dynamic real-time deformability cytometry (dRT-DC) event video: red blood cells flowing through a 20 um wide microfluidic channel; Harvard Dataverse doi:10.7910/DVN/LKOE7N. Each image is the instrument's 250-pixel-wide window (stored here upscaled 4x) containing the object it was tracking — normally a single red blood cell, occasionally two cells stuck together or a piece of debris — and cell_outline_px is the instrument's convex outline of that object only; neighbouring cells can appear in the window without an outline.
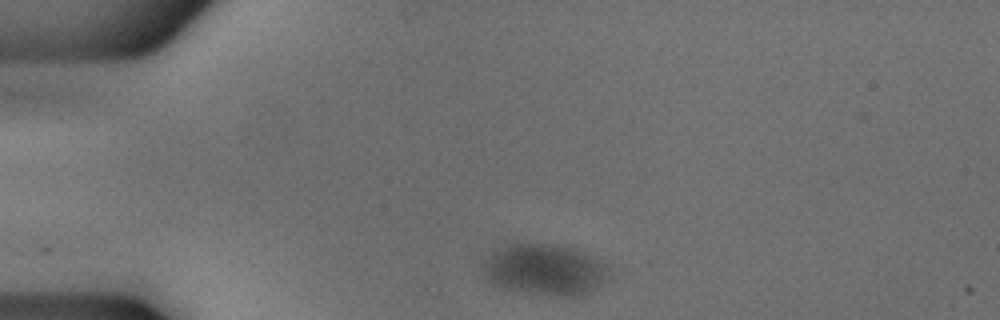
{"species": "common noctule bat (a hibernating species)", "species_latin": "Nyctalus noctula", "temperature_condition": "cold", "stored_images_in_passage": 5, "camera_frame_rate_fps": 3000, "um_per_image_px": 0.085, "animal": {"sex": "male", "body_mass_g": 18.8}, "frame": {"image": 1, "passage_image": 2, "time_ms": 0.333, "image_size_px": [1000, 320], "cell_outline_px": [[612, 272], [600, 284], [584, 296], [556, 296], [528, 292], [508, 288], [492, 284], [484, 280], [480, 264], [492, 252], [504, 244], [556, 244], [572, 248], [584, 252], [608, 264]], "centroid_in_image_um": [46.29, 22.91], "position_along_channel_um": 38.7, "area_um2": 37.97}}